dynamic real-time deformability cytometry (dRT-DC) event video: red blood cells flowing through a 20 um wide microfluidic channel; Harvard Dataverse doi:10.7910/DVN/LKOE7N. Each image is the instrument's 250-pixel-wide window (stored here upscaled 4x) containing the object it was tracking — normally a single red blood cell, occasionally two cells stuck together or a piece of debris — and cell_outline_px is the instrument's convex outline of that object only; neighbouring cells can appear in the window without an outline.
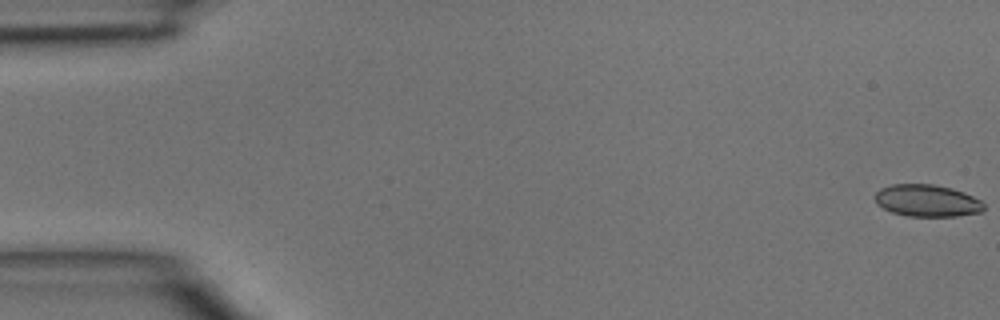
{"species": "common noctule bat (a hibernating species)", "species_latin": "Nyctalus noctula", "temperature_condition": "room temperature", "stored_images_in_passage": 45, "camera_frame_rate_fps": 3000, "um_per_image_px": 0.085, "animal": {"sex": "male", "body_mass_g": 15.6}, "frame": {"image": 1, "passage_image": 1, "time_ms": 0.0, "image_size_px": [1000, 320], "cell_outline_px": [[984, 208], [980, 212], [956, 216], [908, 216], [892, 212], [876, 204], [876, 192], [880, 188], [892, 184], [936, 184], [952, 188], [964, 192], [980, 200], [984, 204]], "centroid_in_image_um": [78.8, 17.04], "position_along_channel_um": 6.2, "area_um2": 20.29}}
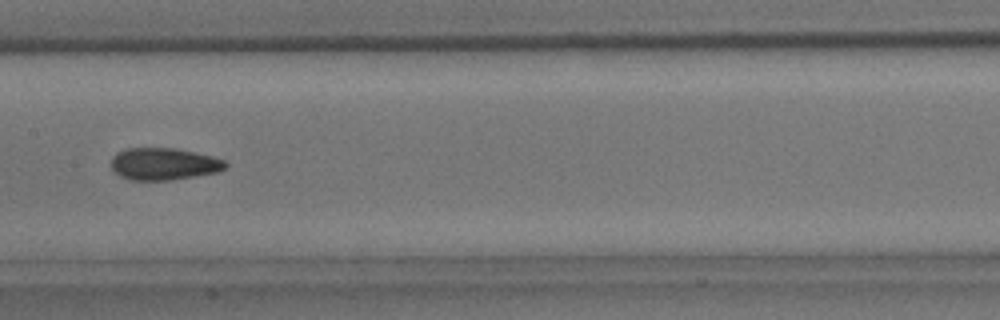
{"frame": {"image": 2, "passage_image": 23, "time_ms": 7.333, "image_size_px": [1000, 320], "cell_outline_px": [[228, 164], [224, 168], [216, 172], [172, 180], [132, 180], [120, 176], [112, 168], [112, 156], [116, 152], [124, 148], [176, 148], [212, 156], [224, 160]], "centroid_in_image_um": [13.9, 13.92], "position_along_channel_um": 193.5, "area_um2": 21.33}}
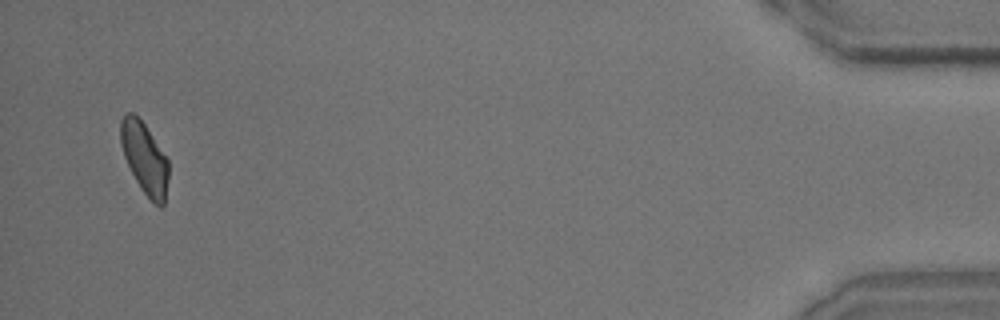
{"frame": {"image": 3, "passage_image": 44, "time_ms": 14.333, "image_size_px": [1000, 320], "cell_outline_px": [[168, 180], [164, 204], [160, 208], [140, 188], [124, 156], [120, 144], [120, 120], [128, 112], [132, 112], [144, 124], [168, 160]], "centroid_in_image_um": [12.28, 13.44], "position_along_channel_um": 422.9, "area_um2": 19.54}}